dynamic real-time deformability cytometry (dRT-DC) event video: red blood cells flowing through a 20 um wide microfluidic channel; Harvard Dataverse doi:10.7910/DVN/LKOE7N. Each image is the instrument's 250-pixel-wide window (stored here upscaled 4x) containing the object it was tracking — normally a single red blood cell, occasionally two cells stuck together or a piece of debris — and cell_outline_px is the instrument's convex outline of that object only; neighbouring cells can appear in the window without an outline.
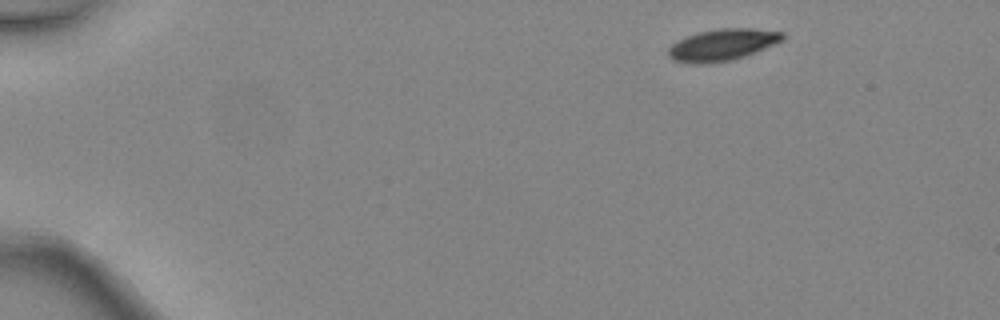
{"species": "common noctule bat (a hibernating species)", "species_latin": "Nyctalus noctula", "temperature_condition": "warm", "stored_images_in_passage": 4, "camera_frame_rate_fps": 3000, "um_per_image_px": 0.085, "animal": {"sex": "female", "body_mass_g": 24.6, "forearm_length_mm": 56.2}, "frame": {"image": 1, "passage_image": 1, "time_ms": 0.0, "image_size_px": [1000, 320], "cell_outline_px": [[784, 36], [780, 40], [764, 48], [744, 56], [732, 60], [708, 64], [692, 64], [672, 60], [668, 56], [668, 48], [672, 44], [688, 36], [700, 32], [720, 28], [756, 28], [784, 32]], "centroid_in_image_um": [61.36, 3.82], "position_along_channel_um": 23.6, "area_um2": 20.92}}
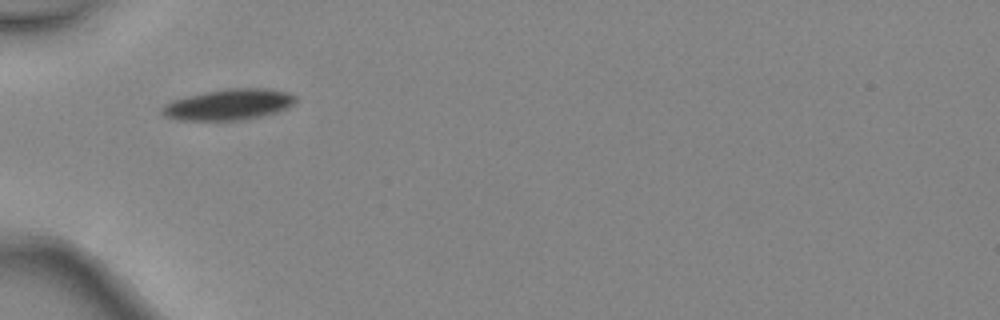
{"frame": {"image": 2, "passage_image": 4, "time_ms": 1.0, "image_size_px": [1000, 320], "cell_outline_px": [[296, 104], [276, 112], [260, 116], [240, 120], [176, 120], [164, 116], [160, 112], [160, 108], [164, 104], [172, 100], [204, 92], [232, 88], [260, 88], [288, 92], [296, 96]], "centroid_in_image_um": [19.41, 8.89], "position_along_channel_um": 65.6, "area_um2": 24.04}}